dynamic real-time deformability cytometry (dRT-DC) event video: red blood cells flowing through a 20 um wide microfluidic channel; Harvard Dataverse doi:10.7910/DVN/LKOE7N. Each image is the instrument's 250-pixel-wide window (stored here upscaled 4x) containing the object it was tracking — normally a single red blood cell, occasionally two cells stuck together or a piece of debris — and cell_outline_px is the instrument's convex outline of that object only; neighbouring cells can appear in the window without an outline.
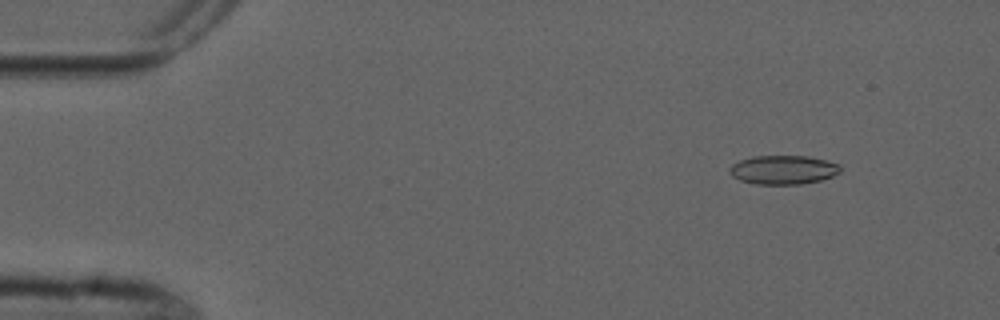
{"species": "common noctule bat (a hibernating species)", "species_latin": "Nyctalus noctula", "temperature_condition": "cold", "stored_images_in_passage": 5, "camera_frame_rate_fps": 3000, "um_per_image_px": 0.085, "animal": {"sex": "male", "forearm_length_mm": 52.5}, "frame": {"image": 1, "passage_image": 2, "time_ms": 1.333, "image_size_px": [1000, 320], "cell_outline_px": [[840, 172], [832, 176], [820, 180], [800, 184], [756, 184], [740, 180], [732, 176], [728, 172], [728, 168], [732, 164], [740, 160], [752, 156], [808, 156], [840, 164]], "centroid_in_image_um": [66.54, 14.43], "position_along_channel_um": 18.5, "area_um2": 18.67}}
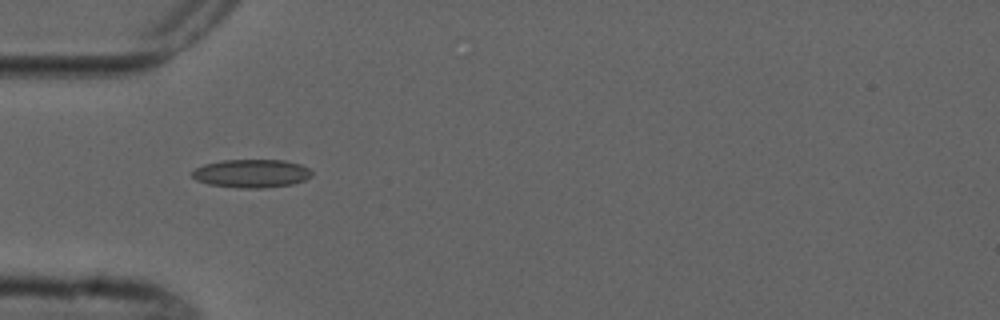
{"frame": {"image": 2, "passage_image": 5, "time_ms": 5.0, "image_size_px": [1000, 320], "cell_outline_px": [[312, 176], [304, 180], [292, 184], [264, 188], [236, 188], [208, 184], [196, 180], [192, 176], [192, 172], [196, 168], [204, 164], [224, 160], [284, 160], [300, 164], [308, 168], [312, 172]], "centroid_in_image_um": [21.38, 14.75], "position_along_channel_um": 63.6, "area_um2": 19.77}}